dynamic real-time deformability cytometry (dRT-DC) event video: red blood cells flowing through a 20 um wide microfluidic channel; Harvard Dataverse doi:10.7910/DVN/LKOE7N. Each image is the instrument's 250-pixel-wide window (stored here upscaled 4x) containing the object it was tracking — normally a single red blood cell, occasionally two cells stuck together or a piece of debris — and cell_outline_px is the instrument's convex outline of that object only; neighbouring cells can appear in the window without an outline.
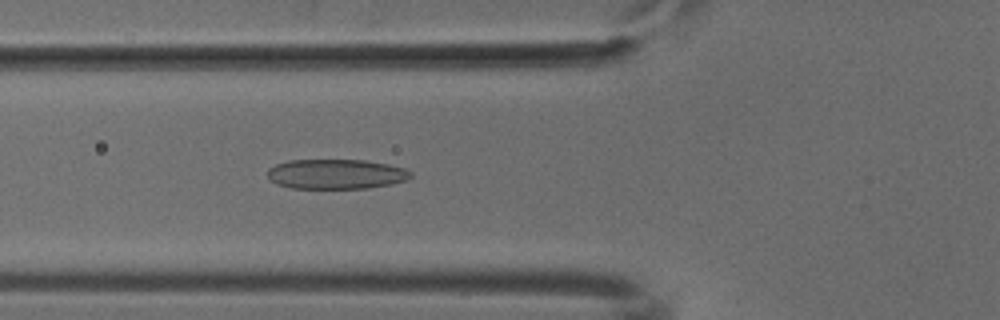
{"species": "common noctule bat (a hibernating species)", "species_latin": "Nyctalus noctula", "temperature_condition": "cold", "stored_images_in_passage": 51, "camera_frame_rate_fps": 3000, "um_per_image_px": 0.085, "animal": {"sex": "male", "body_mass_g": 18.8}, "frame": {"image": 1, "passage_image": 18, "time_ms": 5.667, "image_size_px": [1000, 320], "cell_outline_px": [[412, 176], [404, 180], [392, 184], [368, 188], [292, 188], [276, 184], [268, 176], [268, 168], [276, 164], [288, 160], [364, 160], [388, 164], [404, 168], [412, 172]], "centroid_in_image_um": [28.56, 14.79], "position_along_channel_um": 97.2, "area_um2": 24.85}}
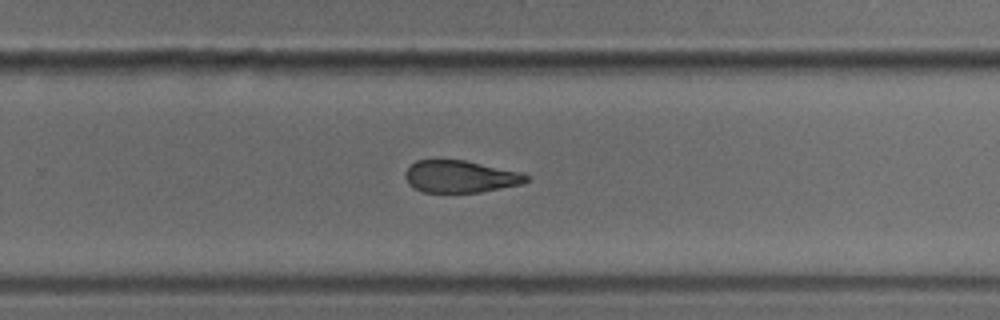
{"frame": {"image": 2, "passage_image": 33, "time_ms": 10.667, "image_size_px": [1000, 320], "cell_outline_px": [[528, 180], [520, 184], [480, 192], [424, 192], [408, 184], [404, 176], [404, 172], [416, 160], [464, 160], [520, 172], [528, 176]], "centroid_in_image_um": [39.09, 15.0], "position_along_channel_um": 290.7, "area_um2": 22.37}}
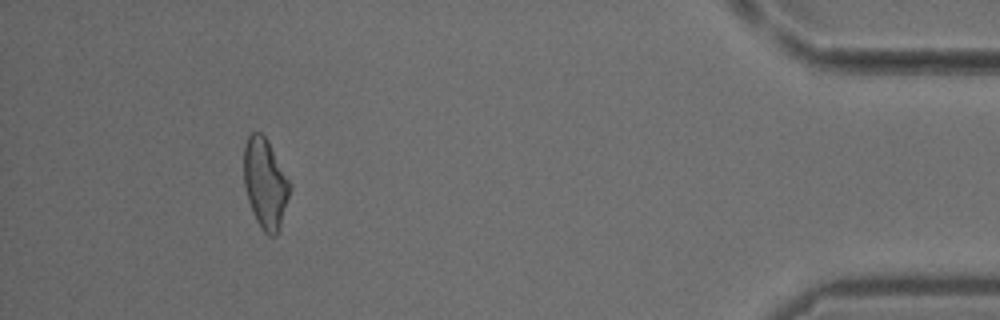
{"frame": {"image": 3, "passage_image": 47, "time_ms": 15.333, "image_size_px": [1000, 320], "cell_outline_px": [[288, 196], [280, 224], [276, 236], [268, 236], [260, 228], [252, 212], [248, 200], [244, 184], [244, 144], [248, 136], [252, 132], [260, 132], [268, 140], [288, 180]], "centroid_in_image_um": [22.49, 15.58], "position_along_channel_um": 412.7, "area_um2": 23.52}}